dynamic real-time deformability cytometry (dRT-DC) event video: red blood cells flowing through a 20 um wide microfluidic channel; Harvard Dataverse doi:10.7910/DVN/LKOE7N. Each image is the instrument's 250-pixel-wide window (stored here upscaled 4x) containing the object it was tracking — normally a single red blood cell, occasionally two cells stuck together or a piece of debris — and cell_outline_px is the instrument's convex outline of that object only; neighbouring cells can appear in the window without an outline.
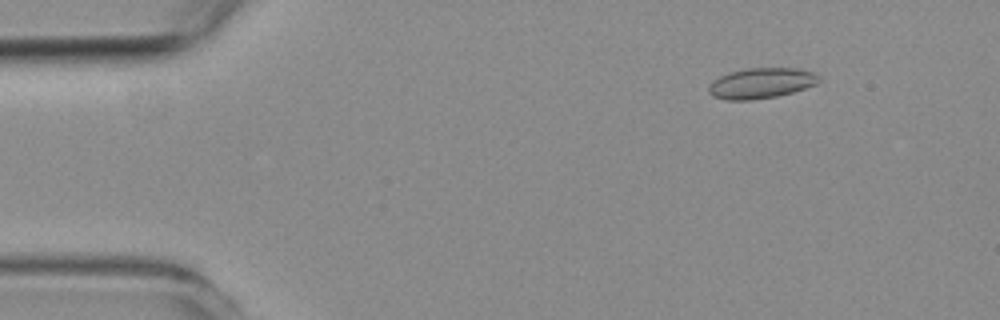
{"species": "common noctule bat (a hibernating species)", "species_latin": "Nyctalus noctula", "temperature_condition": "room temperature", "stored_images_in_passage": 7, "camera_frame_rate_fps": 3000, "um_per_image_px": 0.085, "animal": {"sex": "female", "body_mass_g": 19.3, "forearm_length_mm": 54.1}, "frame": {"image": 1, "passage_image": 2, "time_ms": 1.333, "image_size_px": [1000, 320], "cell_outline_px": [[820, 80], [816, 84], [792, 92], [776, 96], [752, 100], [728, 100], [712, 96], [708, 92], [708, 88], [712, 80], [720, 76], [744, 68], [796, 68], [816, 72], [820, 76]], "centroid_in_image_um": [64.7, 7.06], "position_along_channel_um": 20.3, "area_um2": 19.65}}
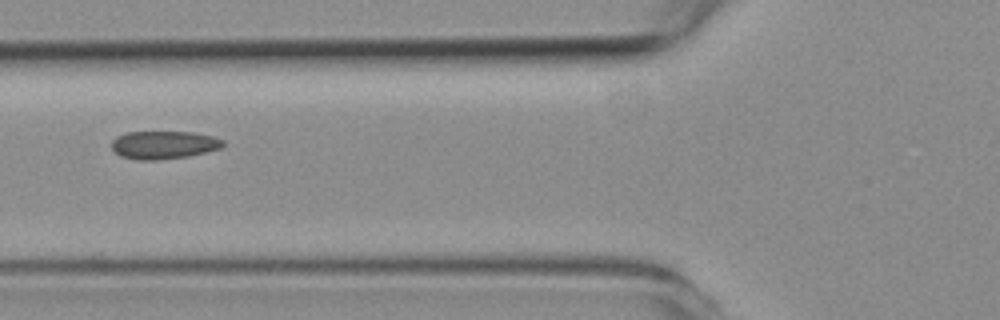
{"frame": {"image": 2, "passage_image": 6, "time_ms": 6.0, "image_size_px": [1000, 320], "cell_outline_px": [[224, 148], [188, 156], [156, 160], [140, 160], [120, 156], [112, 148], [112, 140], [116, 136], [124, 132], [196, 132], [212, 136], [224, 140]], "centroid_in_image_um": [13.94, 12.31], "position_along_channel_um": 111.9, "area_um2": 18.32}}
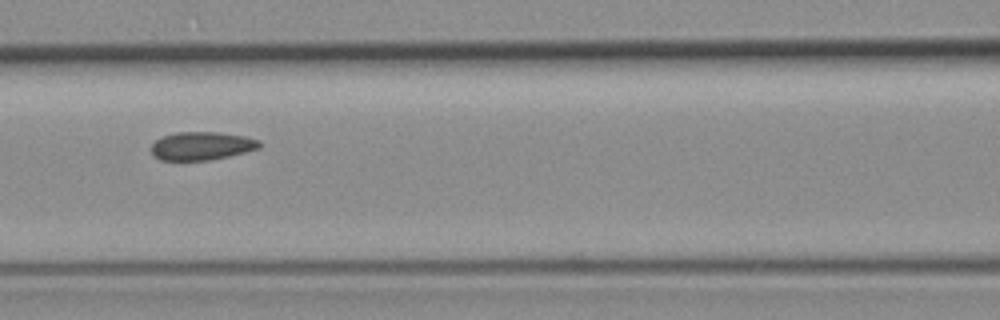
{"frame": {"image": 3, "passage_image": 7, "time_ms": 7.0, "image_size_px": [1000, 320], "cell_outline_px": [[260, 148], [228, 156], [208, 160], [160, 160], [152, 156], [152, 144], [156, 140], [164, 136], [176, 132], [220, 132], [244, 136], [260, 140]], "centroid_in_image_um": [17.13, 12.4], "position_along_channel_um": 149.5, "area_um2": 17.74}}